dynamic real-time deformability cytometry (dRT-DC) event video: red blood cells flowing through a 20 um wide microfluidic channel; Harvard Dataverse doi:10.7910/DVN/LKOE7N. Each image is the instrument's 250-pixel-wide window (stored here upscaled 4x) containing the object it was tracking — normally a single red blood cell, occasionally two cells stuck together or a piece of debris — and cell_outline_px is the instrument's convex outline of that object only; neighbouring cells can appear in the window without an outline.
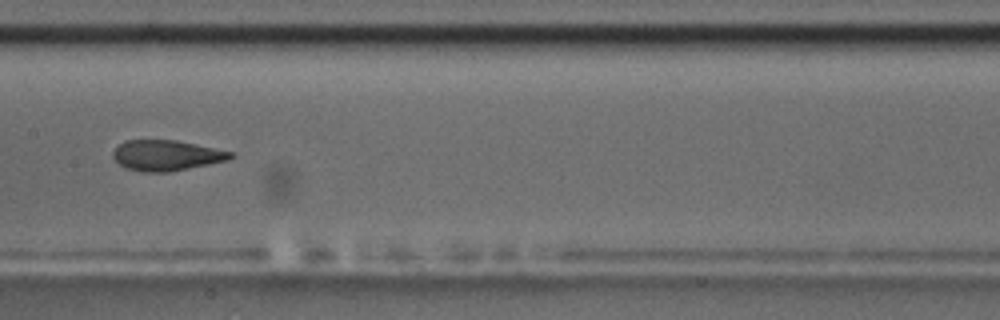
{"species": "common noctule bat (a hibernating species)", "species_latin": "Nyctalus noctula", "temperature_condition": "room temperature", "stored_images_in_passage": 9, "camera_frame_rate_fps": 3000, "um_per_image_px": 0.085, "animal": {"sex": "male", "body_mass_g": 17.5, "forearm_length_mm": 52.3}, "frame": {"image": 1, "passage_image": 7, "time_ms": 8.0, "image_size_px": [1000, 320], "cell_outline_px": [[236, 156], [228, 160], [168, 172], [144, 172], [124, 168], [112, 156], [112, 152], [124, 140], [176, 140], [236, 152]], "centroid_in_image_um": [14.17, 13.2], "position_along_channel_um": 193.2, "area_um2": 20.98}}